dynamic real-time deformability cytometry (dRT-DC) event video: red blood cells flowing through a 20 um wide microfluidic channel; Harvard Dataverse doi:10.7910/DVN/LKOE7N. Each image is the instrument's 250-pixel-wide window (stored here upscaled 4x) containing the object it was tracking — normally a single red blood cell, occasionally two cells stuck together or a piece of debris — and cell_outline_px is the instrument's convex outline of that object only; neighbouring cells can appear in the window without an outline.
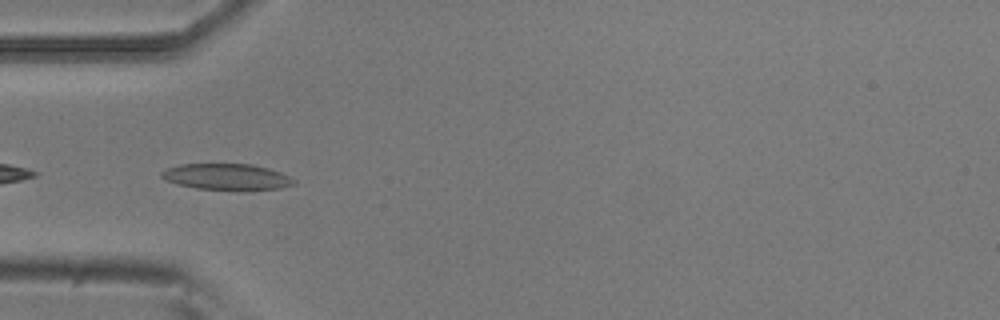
{"species": "common noctule bat (a hibernating species)", "species_latin": "Nyctalus noctula", "temperature_condition": "room temperature", "stored_images_in_passage": 42, "camera_frame_rate_fps": 3000, "um_per_image_px": 0.085, "animal": {"sex": "male", "body_mass_g": 20.5, "forearm_length_mm": 52.5}, "frame": {"image": 1, "passage_image": 12, "time_ms": 3.667, "image_size_px": [1000, 320], "cell_outline_px": [[296, 184], [280, 188], [244, 192], [196, 188], [176, 184], [164, 180], [160, 176], [160, 172], [168, 168], [180, 164], [252, 164], [268, 168], [280, 172], [296, 180]], "centroid_in_image_um": [19.29, 15.06], "position_along_channel_um": 65.7, "area_um2": 20.81}}
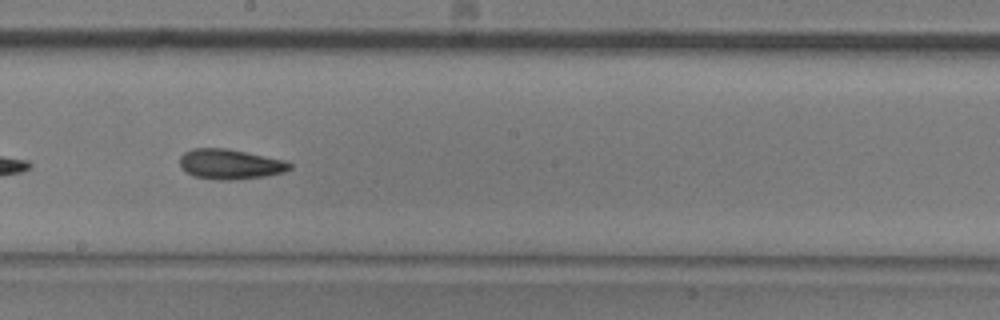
{"frame": {"image": 2, "passage_image": 25, "time_ms": 8.0, "image_size_px": [1000, 320], "cell_outline_px": [[292, 168], [284, 172], [264, 176], [232, 180], [220, 180], [196, 176], [188, 172], [180, 164], [180, 156], [184, 152], [192, 148], [224, 148], [288, 160], [292, 164]], "centroid_in_image_um": [19.61, 13.94], "position_along_channel_um": 228.6, "area_um2": 19.13}}
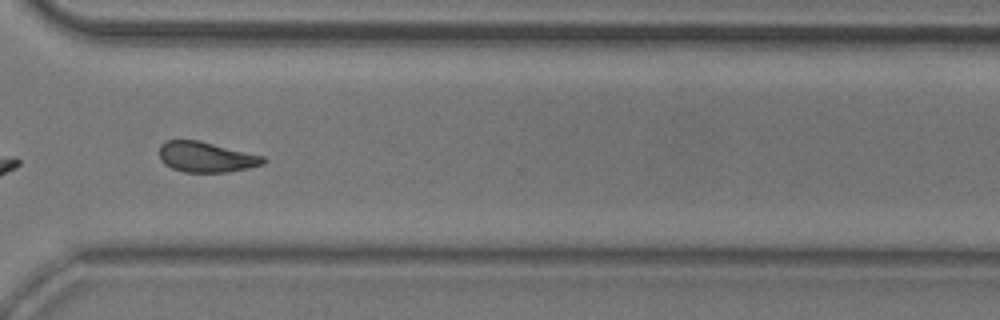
{"frame": {"image": 3, "passage_image": 35, "time_ms": 11.333, "image_size_px": [1000, 320], "cell_outline_px": [[268, 160], [264, 164], [248, 168], [224, 172], [184, 172], [172, 168], [164, 164], [160, 160], [160, 144], [168, 140], [200, 140], [264, 156]], "centroid_in_image_um": [17.53, 13.34], "position_along_channel_um": 353.1, "area_um2": 18.5}, "authors_computed_cell_mechanics": {"area_um2": 18.9006, "velocity_mm_per_s": 3.748, "shape_relaxation_time_tau1_ms": 4.3721, "shape_relaxation_time_tau2_ms": 2.4541, "deformation_change_tau1": 0.1319, "deformation_change_tau2": 0.0946}}